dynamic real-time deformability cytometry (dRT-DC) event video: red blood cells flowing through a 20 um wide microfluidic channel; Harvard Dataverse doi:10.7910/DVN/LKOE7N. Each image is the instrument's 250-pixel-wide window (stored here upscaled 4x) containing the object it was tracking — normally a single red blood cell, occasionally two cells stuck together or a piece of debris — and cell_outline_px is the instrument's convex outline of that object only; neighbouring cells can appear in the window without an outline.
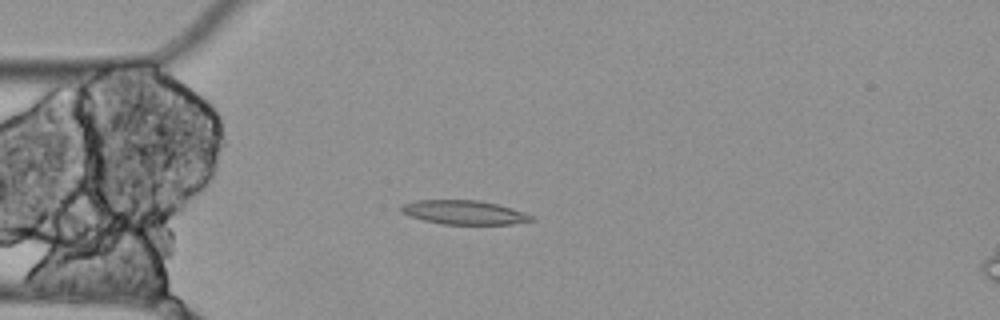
{"species": "Egyptian fruit bat (a non-hibernating species)", "species_latin": "Rousettus aegyptiacus", "temperature_condition": "cold", "stored_images_in_passage": 4, "camera_frame_rate_fps": 3000, "um_per_image_px": 0.085, "animal": {"sex": "female"}, "frame": {"image": 1, "passage_image": 4, "time_ms": 1.0, "image_size_px": [1000, 320], "cell_outline_px": [[536, 220], [512, 224], [440, 224], [408, 216], [400, 212], [400, 208], [404, 204], [416, 200], [476, 200], [496, 204], [532, 216]], "centroid_in_image_um": [39.37, 18.06], "position_along_channel_um": 45.6, "area_um2": 17.98}}